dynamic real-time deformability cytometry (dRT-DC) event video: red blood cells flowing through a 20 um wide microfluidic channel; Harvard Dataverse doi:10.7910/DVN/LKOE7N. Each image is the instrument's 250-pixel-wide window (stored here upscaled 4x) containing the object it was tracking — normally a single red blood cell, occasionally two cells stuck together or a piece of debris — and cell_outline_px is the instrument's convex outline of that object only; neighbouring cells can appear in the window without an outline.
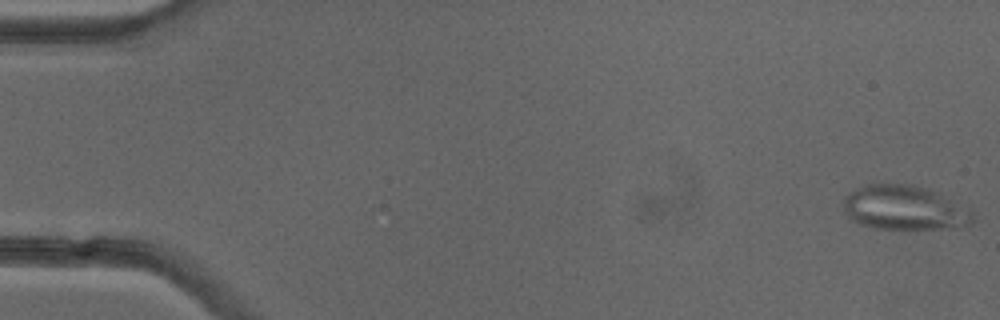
{"species": "common noctule bat (a hibernating species)", "species_latin": "Nyctalus noctula", "temperature_condition": "cold", "stored_images_in_passage": 51, "camera_frame_rate_fps": 3000, "um_per_image_px": 0.085, "animal": {"sex": "female"}, "frame": {"image": 1, "passage_image": 1, "time_ms": 0.0, "image_size_px": [1000, 320], "cell_outline_px": [[976, 220], [972, 224], [956, 228], [916, 232], [900, 232], [872, 228], [860, 224], [852, 220], [844, 212], [844, 196], [848, 192], [856, 188], [868, 184], [912, 184], [928, 188], [968, 208], [972, 212]], "centroid_in_image_um": [76.9, 17.74], "position_along_channel_um": 8.1, "area_um2": 35.03}}
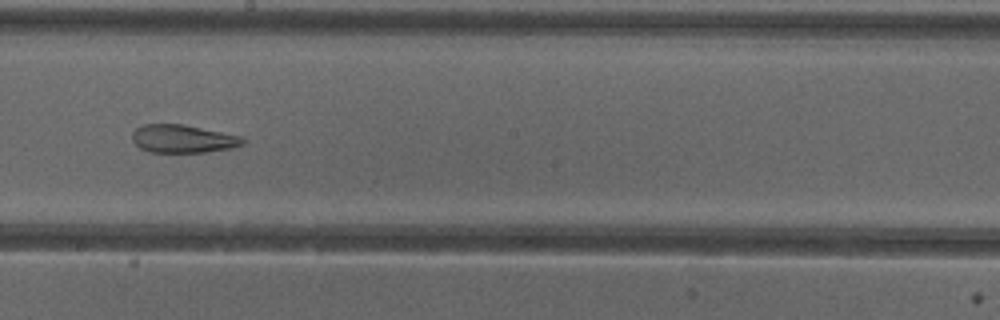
{"frame": {"image": 2, "passage_image": 29, "time_ms": 9.333, "image_size_px": [1000, 320], "cell_outline_px": [[248, 140], [244, 144], [232, 148], [204, 152], [148, 152], [140, 148], [132, 140], [132, 132], [136, 128], [144, 124], [184, 124], [244, 136]], "centroid_in_image_um": [15.6, 11.79], "position_along_channel_um": 232.6, "area_um2": 18.38}}
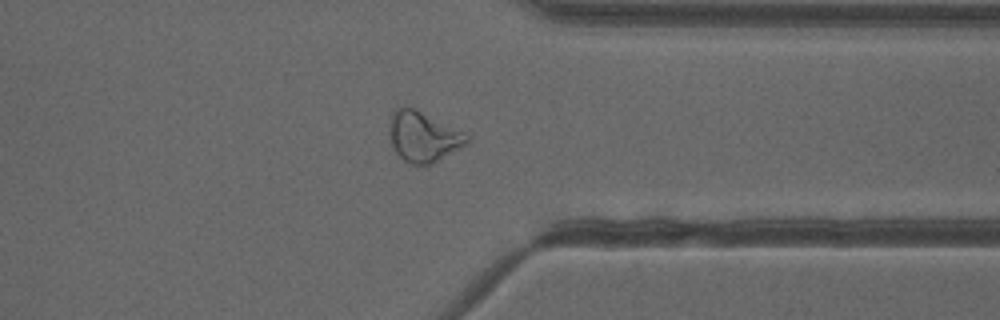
{"frame": {"image": 3, "passage_image": 40, "time_ms": 13.0, "image_size_px": [1000, 320], "cell_outline_px": [[468, 144], [432, 164], [408, 164], [392, 148], [388, 136], [388, 124], [392, 112], [396, 108], [416, 108], [464, 132], [468, 136]], "centroid_in_image_um": [35.94, 11.62], "position_along_channel_um": 375.5, "area_um2": 22.95}, "authors_computed_cell_mechanics": {"area_um2": 25.3742, "velocity_mm_per_s": 3.9867, "shape_relaxation_time_tau1_ms": null, "shape_relaxation_time_tau2_ms": 2.0406, "deformation_change_tau1": null, "deformation_change_tau2": 0.1055}}